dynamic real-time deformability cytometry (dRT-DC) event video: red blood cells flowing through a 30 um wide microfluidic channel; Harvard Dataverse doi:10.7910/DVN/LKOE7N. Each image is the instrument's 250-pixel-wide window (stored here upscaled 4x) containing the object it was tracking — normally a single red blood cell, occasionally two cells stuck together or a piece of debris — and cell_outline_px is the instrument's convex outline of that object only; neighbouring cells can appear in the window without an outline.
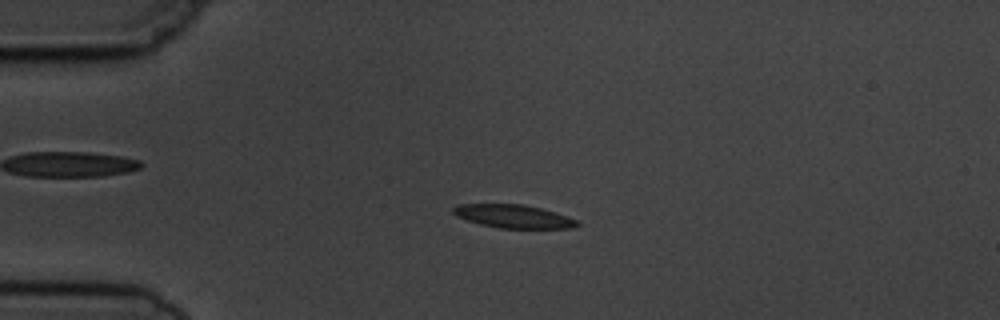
{"species": "common noctule bat (a hibernating species)", "species_latin": "Nyctalus noctula", "temperature_condition": "cold", "stored_images_in_passage": 4, "camera_frame_rate_fps": 3000, "um_per_image_px": 0.085, "animal": {"sex": "male", "body_mass_g": 19.5, "forearm_length_mm": 54.6}, "frame": {"image": 1, "passage_image": 3, "time_ms": 2.333, "image_size_px": [1000, 320], "cell_outline_px": [[580, 224], [572, 228], [500, 228], [480, 224], [456, 216], [452, 212], [452, 208], [456, 204], [524, 204], [540, 208], [576, 220]], "centroid_in_image_um": [43.57, 18.38], "position_along_channel_um": 41.4, "area_um2": 16.59}}